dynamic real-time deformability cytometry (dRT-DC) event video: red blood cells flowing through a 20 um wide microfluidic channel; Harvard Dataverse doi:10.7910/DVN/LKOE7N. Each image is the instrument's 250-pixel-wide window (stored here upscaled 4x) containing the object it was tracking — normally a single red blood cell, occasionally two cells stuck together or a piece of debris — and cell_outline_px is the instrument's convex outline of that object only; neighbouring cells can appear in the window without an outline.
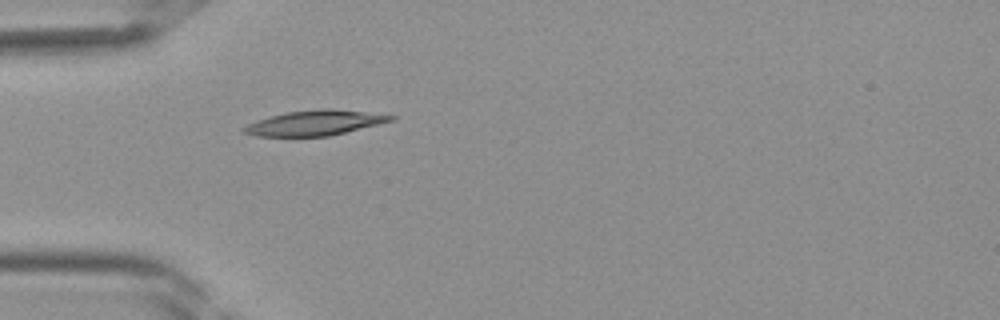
{"species": "Egyptian fruit bat (a non-hibernating species)", "species_latin": "Rousettus aegyptiacus", "temperature_condition": "room temperature", "stored_images_in_passage": 24, "camera_frame_rate_fps": 3000, "um_per_image_px": 0.085, "frame": {"image": 1, "passage_image": 1, "time_ms": 0.0, "image_size_px": [1000, 320], "cell_outline_px": [[396, 120], [328, 136], [256, 136], [240, 132], [240, 128], [256, 120], [268, 116], [288, 112], [320, 108], [332, 108], [396, 116]], "centroid_in_image_um": [26.71, 10.44], "position_along_channel_um": 58.3, "area_um2": 21.5}}
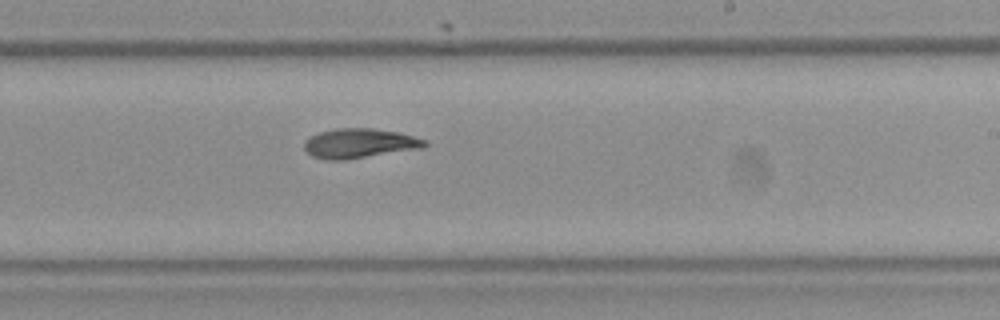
{"frame": {"image": 2, "passage_image": 13, "time_ms": 4.0, "image_size_px": [1000, 320], "cell_outline_px": [[428, 144], [424, 148], [344, 160], [324, 160], [312, 156], [304, 148], [304, 140], [320, 132], [336, 128], [372, 128], [400, 132], [428, 140]], "centroid_in_image_um": [30.59, 12.18], "position_along_channel_um": 258.4, "area_um2": 20.98}}
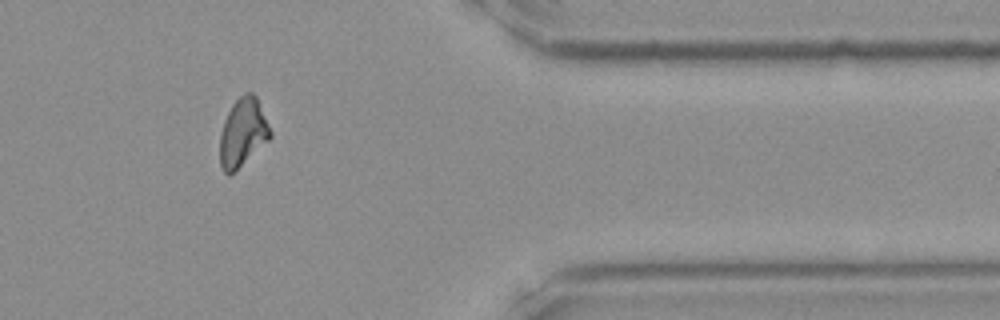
{"frame": {"image": 3, "passage_image": 22, "time_ms": 7.0, "image_size_px": [1000, 320], "cell_outline_px": [[272, 136], [268, 140], [228, 176], [224, 172], [220, 164], [220, 136], [224, 120], [232, 104], [244, 92], [252, 92], [256, 96], [272, 132]], "centroid_in_image_um": [20.63, 11.23], "position_along_channel_um": 390.8, "area_um2": 19.65}}